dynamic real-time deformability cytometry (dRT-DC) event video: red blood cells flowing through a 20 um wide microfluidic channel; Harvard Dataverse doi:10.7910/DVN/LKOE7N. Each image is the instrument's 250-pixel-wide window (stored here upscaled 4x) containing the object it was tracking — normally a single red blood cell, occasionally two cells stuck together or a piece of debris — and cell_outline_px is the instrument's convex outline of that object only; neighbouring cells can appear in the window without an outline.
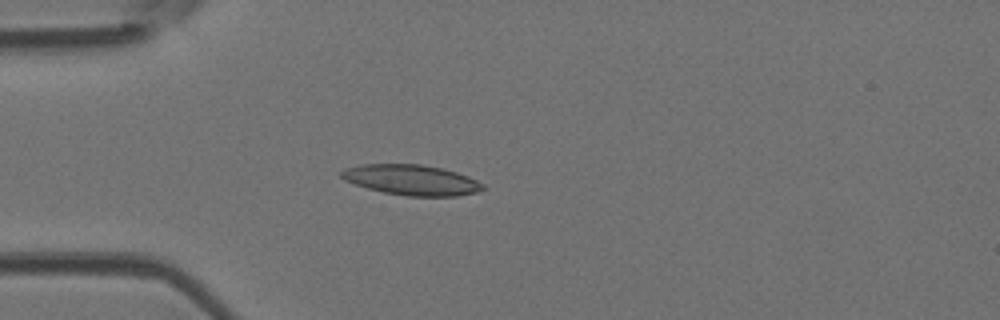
{"species": "Egyptian fruit bat (a non-hibernating species)", "species_latin": "Rousettus aegyptiacus", "temperature_condition": "room temperature", "stored_images_in_passage": 4, "camera_frame_rate_fps": 3000, "um_per_image_px": 0.085, "animal": {"sex": "female"}, "frame": {"image": 1, "passage_image": 4, "time_ms": 1.0, "image_size_px": [1000, 320], "cell_outline_px": [[484, 188], [476, 192], [456, 196], [408, 196], [384, 192], [368, 188], [344, 180], [340, 176], [340, 172], [344, 168], [360, 164], [424, 164], [456, 172], [468, 176], [484, 184]], "centroid_in_image_um": [34.95, 15.28], "position_along_channel_um": 50.0, "area_um2": 24.97}}